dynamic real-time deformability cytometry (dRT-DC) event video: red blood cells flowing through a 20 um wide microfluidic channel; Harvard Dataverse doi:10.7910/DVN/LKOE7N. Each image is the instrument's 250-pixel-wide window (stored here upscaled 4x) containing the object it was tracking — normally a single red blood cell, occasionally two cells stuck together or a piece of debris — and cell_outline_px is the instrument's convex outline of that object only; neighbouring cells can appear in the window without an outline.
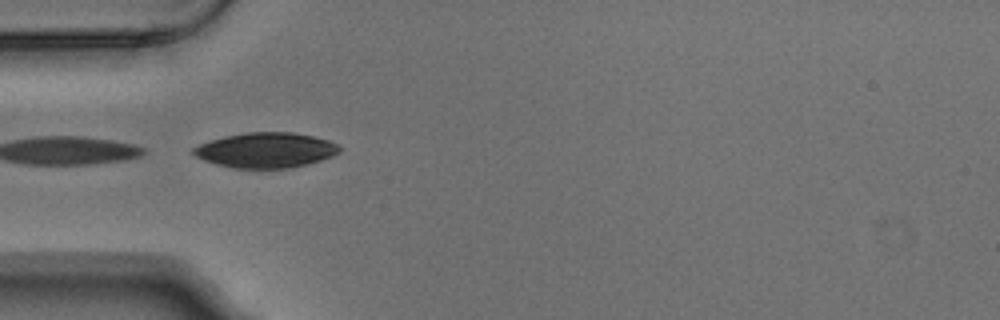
{"species": "Egyptian fruit bat (a non-hibernating species)", "species_latin": "Rousettus aegyptiacus", "temperature_condition": "warm", "stored_images_in_passage": 5, "camera_frame_rate_fps": 3000, "um_per_image_px": 0.085, "animal": {"sex": "male"}, "frame": {"image": 1, "passage_image": 4, "time_ms": 1.0, "image_size_px": [1000, 320], "cell_outline_px": [[340, 152], [332, 156], [320, 160], [288, 168], [232, 168], [216, 164], [204, 160], [188, 152], [192, 148], [200, 144], [224, 136], [248, 132], [292, 132], [312, 136], [328, 140], [336, 144], [340, 148]], "centroid_in_image_um": [22.55, 12.76], "position_along_channel_um": 62.5, "area_um2": 29.77}}
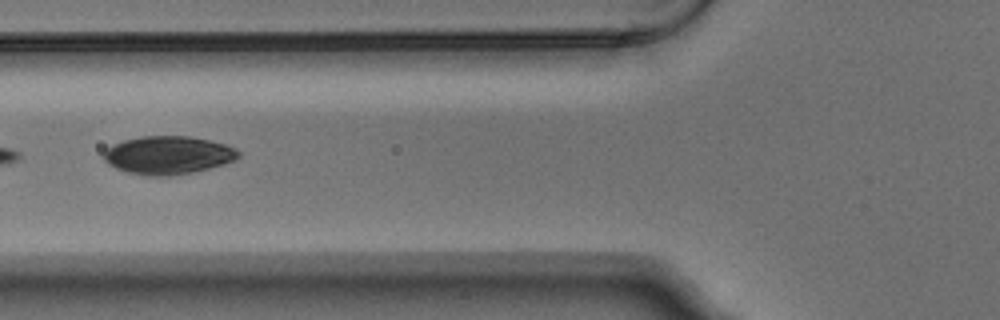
{"frame": {"image": 2, "passage_image": 5, "time_ms": 1.333, "image_size_px": [1000, 320], "cell_outline_px": [[240, 156], [236, 160], [224, 164], [192, 172], [168, 176], [148, 176], [128, 172], [116, 168], [108, 164], [104, 160], [104, 152], [112, 144], [124, 140], [140, 136], [188, 136], [228, 144], [236, 148], [240, 152]], "centroid_in_image_um": [14.31, 13.18], "position_along_channel_um": 111.5, "area_um2": 30.0}}